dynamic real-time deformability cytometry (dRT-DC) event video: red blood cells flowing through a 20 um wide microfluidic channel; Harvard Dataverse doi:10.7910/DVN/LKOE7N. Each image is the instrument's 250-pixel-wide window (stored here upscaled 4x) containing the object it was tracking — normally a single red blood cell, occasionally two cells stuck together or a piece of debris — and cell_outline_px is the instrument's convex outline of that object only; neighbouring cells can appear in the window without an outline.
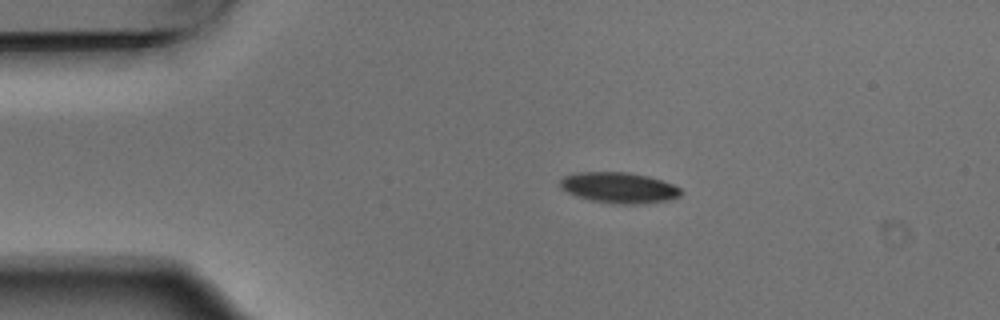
{"species": "Egyptian fruit bat (a non-hibernating species)", "species_latin": "Rousettus aegyptiacus", "temperature_condition": "warm", "stored_images_in_passage": 4, "camera_frame_rate_fps": 3000, "um_per_image_px": 0.085, "animal": {"sex": "male"}, "frame": {"image": 1, "passage_image": 3, "time_ms": 0.667, "image_size_px": [1000, 320], "cell_outline_px": [[680, 196], [668, 200], [632, 204], [612, 204], [592, 200], [576, 196], [560, 188], [560, 180], [564, 176], [576, 172], [628, 172], [648, 176], [672, 184], [680, 188]], "centroid_in_image_um": [52.57, 15.95], "position_along_channel_um": 32.4, "area_um2": 21.5}}